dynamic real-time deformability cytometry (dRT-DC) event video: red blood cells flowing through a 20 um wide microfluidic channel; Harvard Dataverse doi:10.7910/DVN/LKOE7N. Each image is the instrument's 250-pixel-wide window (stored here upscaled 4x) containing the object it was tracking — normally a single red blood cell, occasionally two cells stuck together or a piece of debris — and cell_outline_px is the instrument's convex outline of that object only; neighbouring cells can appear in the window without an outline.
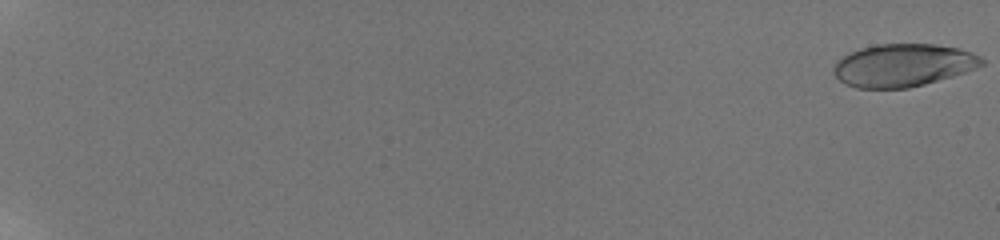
{"species": "human", "species_latin": "Homo sapiens", "temperature_condition": "room temperature", "stored_images_in_passage": 27, "camera_frame_rate_fps": 3000, "um_per_image_px": 0.085, "donor": {"sex": "male"}, "frame": {"image": 1, "passage_image": 1, "time_ms": 0.0, "image_size_px": [1000, 240], "cell_outline_px": [[984, 64], [976, 68], [952, 76], [924, 84], [908, 88], [856, 88], [844, 84], [832, 72], [832, 64], [836, 60], [848, 52], [860, 48], [876, 44], [936, 44], [956, 48], [972, 52], [980, 56], [984, 60]], "centroid_in_image_um": [76.71, 5.54], "position_along_channel_um": 8.3, "area_um2": 37.11}}
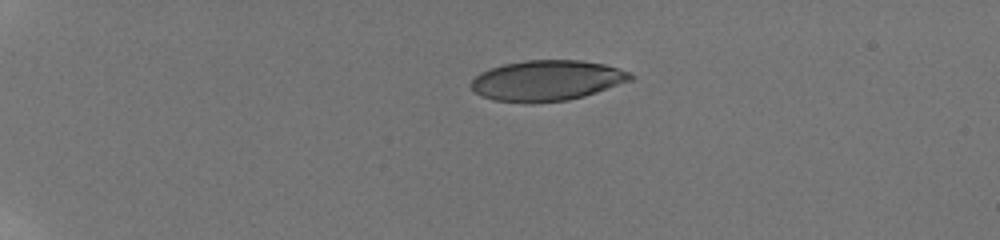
{"frame": {"image": 2, "passage_image": 14, "time_ms": 5.333, "image_size_px": [1000, 240], "cell_outline_px": [[636, 76], [632, 80], [584, 96], [568, 100], [532, 104], [524, 104], [492, 100], [480, 96], [472, 88], [472, 80], [480, 72], [488, 68], [504, 64], [524, 60], [580, 60], [604, 64], [628, 72]], "centroid_in_image_um": [46.45, 6.86], "position_along_channel_um": 38.5, "area_um2": 37.92}}
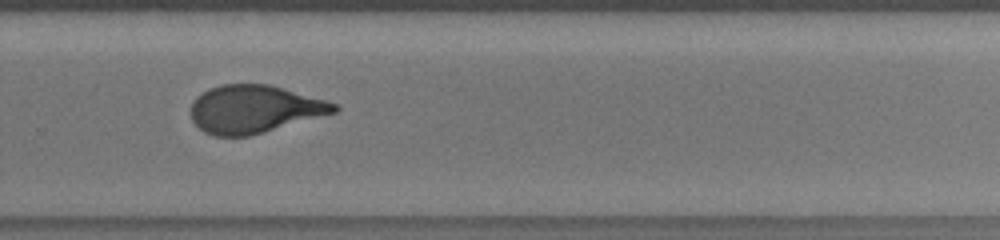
{"frame": {"image": 3, "passage_image": 23, "time_ms": 14.667, "image_size_px": [1000, 240], "cell_outline_px": [[340, 108], [336, 112], [264, 132], [248, 136], [216, 136], [204, 132], [192, 120], [192, 104], [196, 96], [208, 88], [220, 84], [268, 84], [328, 100], [340, 104]], "centroid_in_image_um": [21.64, 9.26], "position_along_channel_um": 308.2, "area_um2": 39.94}, "authors_computed_cell_mechanics": {"area_um2": 37.9168, "velocity_mm_per_s": 3.8229, "shape_relaxation_time_tau1_ms": 4.8752, "shape_relaxation_time_tau2_ms": 0.8197, "deformation_change_tau1": 0.187, "deformation_change_tau2": 0.0627}}